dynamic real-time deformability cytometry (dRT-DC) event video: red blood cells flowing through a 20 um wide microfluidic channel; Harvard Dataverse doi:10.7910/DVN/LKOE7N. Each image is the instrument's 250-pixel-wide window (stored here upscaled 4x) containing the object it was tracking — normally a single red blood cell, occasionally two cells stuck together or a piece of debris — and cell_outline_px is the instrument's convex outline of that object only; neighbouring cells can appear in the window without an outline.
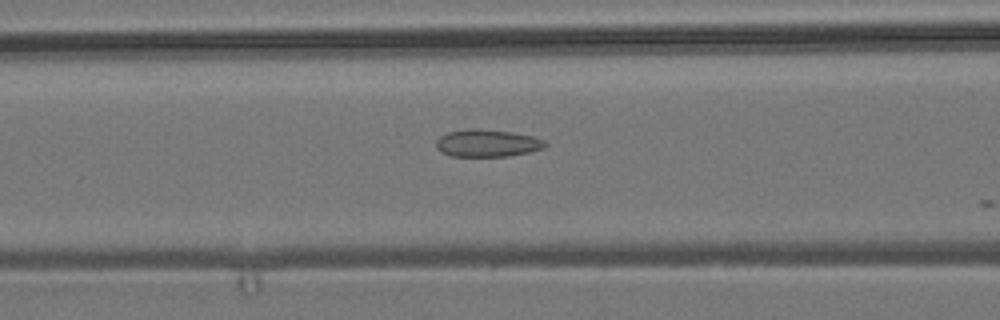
{"species": "common noctule bat (a hibernating species)", "species_latin": "Nyctalus noctula", "temperature_condition": "room temperature", "stored_images_in_passage": 7, "camera_frame_rate_fps": 3000, "um_per_image_px": 0.085, "animal": {"sex": "male", "body_mass_g": 19.2, "forearm_length_mm": 51.8}, "frame": {"image": 1, "passage_image": 6, "time_ms": 1.667, "image_size_px": [1000, 320], "cell_outline_px": [[548, 144], [544, 148], [528, 152], [508, 156], [448, 156], [440, 152], [436, 148], [436, 140], [440, 136], [448, 132], [472, 128], [476, 128], [512, 132], [532, 136], [544, 140]], "centroid_in_image_um": [41.39, 12.17], "position_along_channel_um": 125.2, "area_um2": 17.46}}